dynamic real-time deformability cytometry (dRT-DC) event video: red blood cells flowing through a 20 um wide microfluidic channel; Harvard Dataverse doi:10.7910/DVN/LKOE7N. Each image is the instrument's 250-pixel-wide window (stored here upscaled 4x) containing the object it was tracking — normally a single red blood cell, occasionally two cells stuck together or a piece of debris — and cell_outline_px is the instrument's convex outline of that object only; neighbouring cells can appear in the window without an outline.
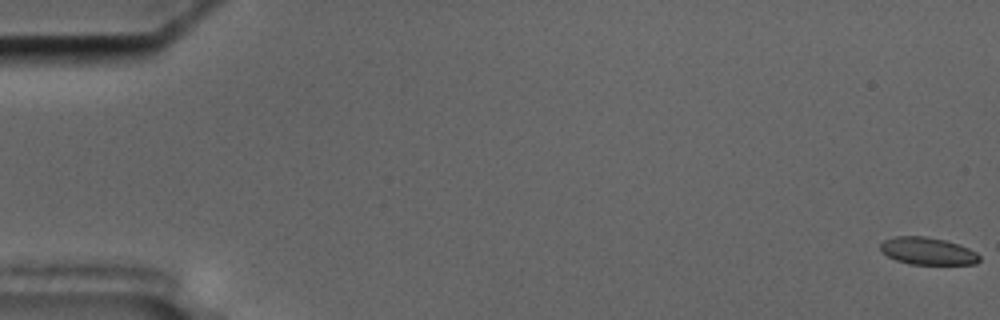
{"species": "common noctule bat (a hibernating species)", "species_latin": "Nyctalus noctula", "temperature_condition": "cold", "stored_images_in_passage": 57, "camera_frame_rate_fps": 3000, "um_per_image_px": 0.085, "animal": {"sex": "male", "body_mass_g": 17.5, "forearm_length_mm": 52.3}, "frame": {"image": 1, "passage_image": 1, "time_ms": 0.0, "image_size_px": [1000, 320], "cell_outline_px": [[980, 260], [976, 264], [912, 264], [896, 260], [880, 252], [880, 244], [884, 240], [896, 236], [924, 236], [944, 240], [968, 248], [976, 252], [980, 256]], "centroid_in_image_um": [78.83, 21.34], "position_along_channel_um": 6.2, "area_um2": 15.66}}
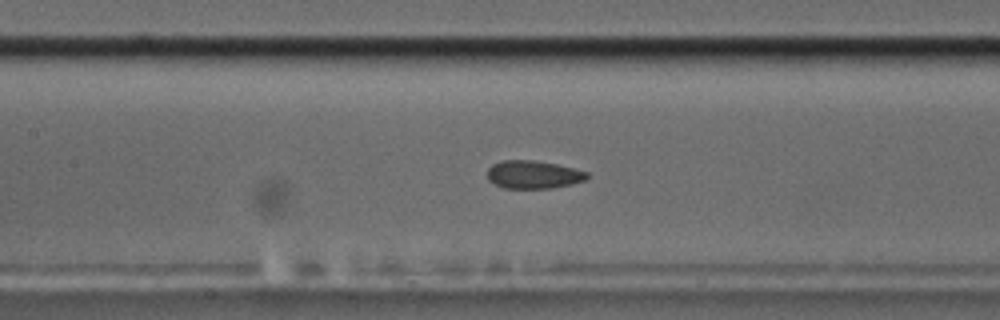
{"frame": {"image": 2, "passage_image": 27, "time_ms": 8.667, "image_size_px": [1000, 320], "cell_outline_px": [[588, 176], [584, 180], [572, 184], [552, 188], [504, 188], [488, 180], [488, 168], [492, 164], [500, 160], [532, 160], [556, 164], [588, 172]], "centroid_in_image_um": [45.31, 14.83], "position_along_channel_um": 162.1, "area_um2": 16.18}}
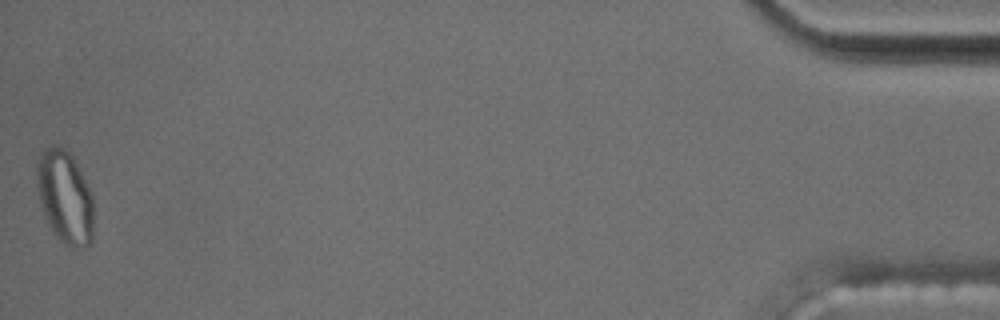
{"frame": {"image": 3, "passage_image": 57, "time_ms": 18.667, "image_size_px": [1000, 320], "cell_outline_px": [[92, 240], [84, 248], [72, 248], [64, 244], [56, 236], [48, 224], [40, 200], [36, 184], [36, 164], [40, 156], [52, 144], [64, 148], [72, 156], [92, 192]], "centroid_in_image_um": [5.52, 16.76], "position_along_channel_um": 429.7, "area_um2": 30.58}, "authors_computed_cell_mechanics": {"area_um2": 16.8198, "velocity_mm_per_s": 3.6076, "shape_relaxation_time_tau1_ms": null, "shape_relaxation_time_tau2_ms": 1.2664, "deformation_change_tau1": null, "deformation_change_tau2": 0.0696}}